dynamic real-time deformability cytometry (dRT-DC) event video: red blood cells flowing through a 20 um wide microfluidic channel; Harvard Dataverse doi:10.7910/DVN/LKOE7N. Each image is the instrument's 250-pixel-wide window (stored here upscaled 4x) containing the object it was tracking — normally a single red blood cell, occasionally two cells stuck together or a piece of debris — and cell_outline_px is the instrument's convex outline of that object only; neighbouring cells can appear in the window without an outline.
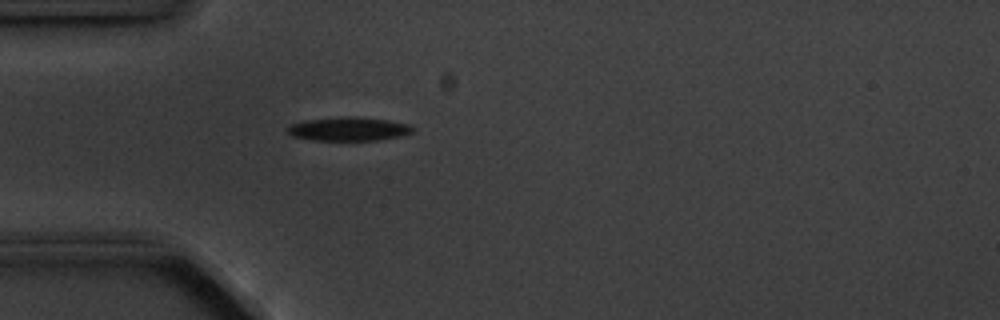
{"species": "common noctule bat (a hibernating species)", "species_latin": "Nyctalus noctula", "temperature_condition": "cold", "stored_images_in_passage": 1, "camera_frame_rate_fps": 3000, "um_per_image_px": 0.085, "animal": {"sex": "male", "body_mass_g": 20.1, "forearm_length_mm": 53.5}, "frame": {"image": 1, "passage_image": 1, "time_ms": 0.0, "image_size_px": [1000, 320], "cell_outline_px": [[416, 128], [412, 132], [404, 136], [380, 140], [312, 140], [292, 136], [288, 132], [288, 128], [292, 124], [308, 120], [340, 116], [356, 116], [388, 120], [408, 124]], "centroid_in_image_um": [29.71, 10.96], "position_along_channel_um": 55.3, "area_um2": 17.4}}